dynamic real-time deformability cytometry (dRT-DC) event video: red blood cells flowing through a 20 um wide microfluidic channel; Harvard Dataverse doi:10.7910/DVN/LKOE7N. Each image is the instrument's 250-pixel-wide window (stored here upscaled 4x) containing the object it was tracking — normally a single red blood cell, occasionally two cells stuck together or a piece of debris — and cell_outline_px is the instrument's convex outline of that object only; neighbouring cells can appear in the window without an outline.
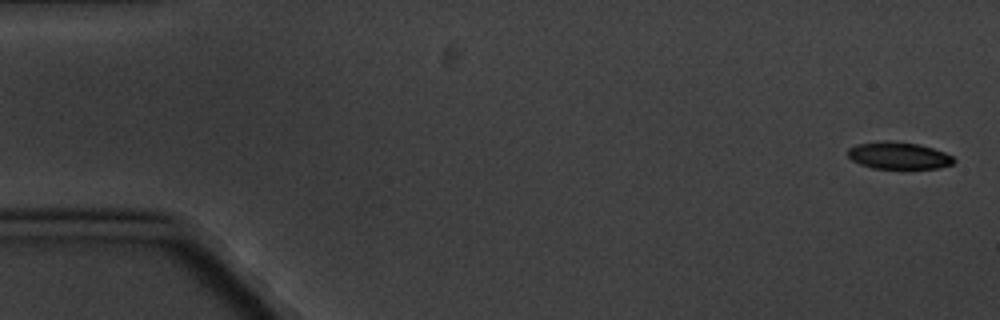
{"species": "common noctule bat (a hibernating species)", "species_latin": "Nyctalus noctula", "temperature_condition": "cold", "stored_images_in_passage": 8, "camera_frame_rate_fps": 3000, "um_per_image_px": 0.085, "animal": {"sex": "male", "body_mass_g": 20.1, "forearm_length_mm": 53.5}, "frame": {"image": 1, "passage_image": 1, "time_ms": 0.0, "image_size_px": [1000, 320], "cell_outline_px": [[956, 160], [952, 164], [940, 168], [872, 168], [860, 164], [852, 160], [848, 156], [848, 148], [856, 144], [884, 140], [920, 144], [944, 152], [952, 156]], "centroid_in_image_um": [76.37, 13.21], "position_along_channel_um": 8.6, "area_um2": 16.7}}